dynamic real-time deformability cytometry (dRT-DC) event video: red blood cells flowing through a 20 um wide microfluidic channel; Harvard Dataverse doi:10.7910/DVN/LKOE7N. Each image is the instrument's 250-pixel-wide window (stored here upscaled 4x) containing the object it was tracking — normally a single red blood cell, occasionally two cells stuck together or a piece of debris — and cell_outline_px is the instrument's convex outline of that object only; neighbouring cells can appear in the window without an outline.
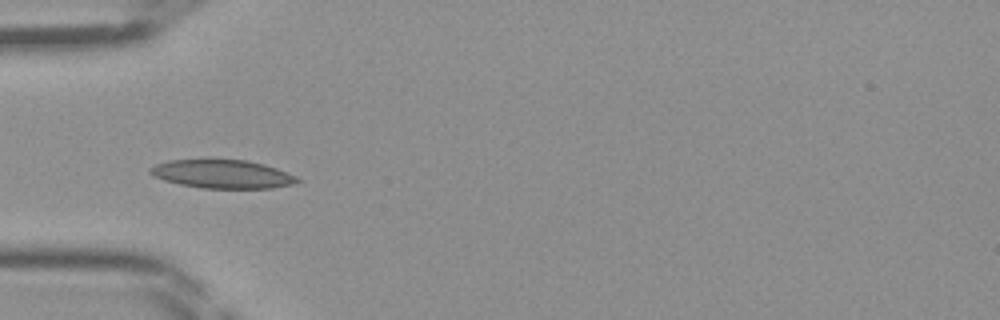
{"species": "Egyptian fruit bat (a non-hibernating species)", "species_latin": "Rousettus aegyptiacus", "temperature_condition": "room temperature", "stored_images_in_passage": 38, "camera_frame_rate_fps": 3000, "um_per_image_px": 0.085, "frame": {"image": 1, "passage_image": 7, "time_ms": 2.0, "image_size_px": [1000, 320], "cell_outline_px": [[300, 180], [292, 184], [272, 188], [200, 188], [180, 184], [164, 180], [152, 176], [148, 172], [148, 168], [156, 164], [168, 160], [248, 160], [264, 164], [276, 168], [296, 176]], "centroid_in_image_um": [18.86, 14.79], "position_along_channel_um": 66.1, "area_um2": 24.33}}
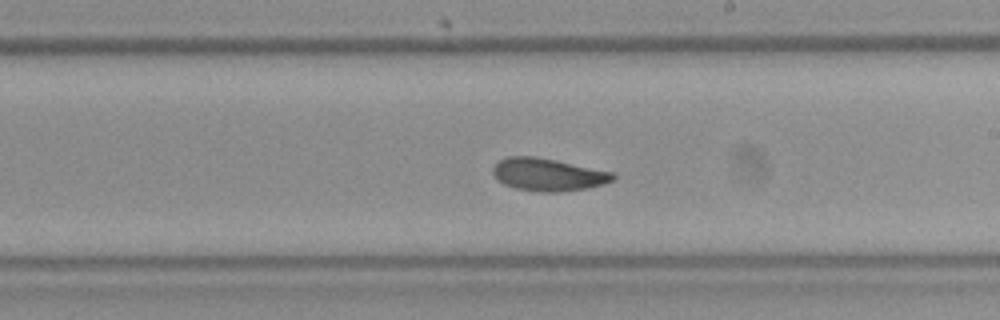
{"frame": {"image": 2, "passage_image": 19, "time_ms": 6.0, "image_size_px": [1000, 320], "cell_outline_px": [[616, 176], [612, 180], [588, 188], [556, 192], [540, 192], [516, 188], [504, 184], [492, 172], [492, 168], [500, 160], [508, 156], [536, 156], [556, 160], [612, 172]], "centroid_in_image_um": [46.56, 14.83], "position_along_channel_um": 242.4, "area_um2": 22.48}}
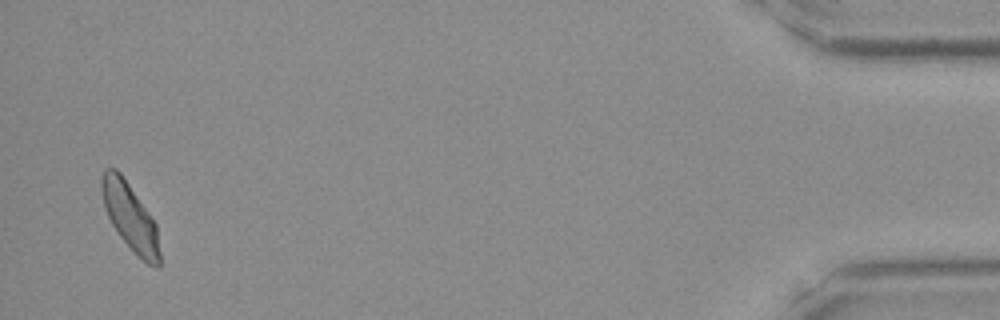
{"frame": {"image": 3, "passage_image": 37, "time_ms": 12.0, "image_size_px": [1000, 320], "cell_outline_px": [[160, 268], [156, 268], [148, 264], [120, 236], [112, 224], [104, 208], [100, 188], [100, 176], [104, 168], [116, 168], [120, 172], [156, 224], [160, 252]], "centroid_in_image_um": [11.03, 18.39], "position_along_channel_um": 424.2, "area_um2": 22.37}}